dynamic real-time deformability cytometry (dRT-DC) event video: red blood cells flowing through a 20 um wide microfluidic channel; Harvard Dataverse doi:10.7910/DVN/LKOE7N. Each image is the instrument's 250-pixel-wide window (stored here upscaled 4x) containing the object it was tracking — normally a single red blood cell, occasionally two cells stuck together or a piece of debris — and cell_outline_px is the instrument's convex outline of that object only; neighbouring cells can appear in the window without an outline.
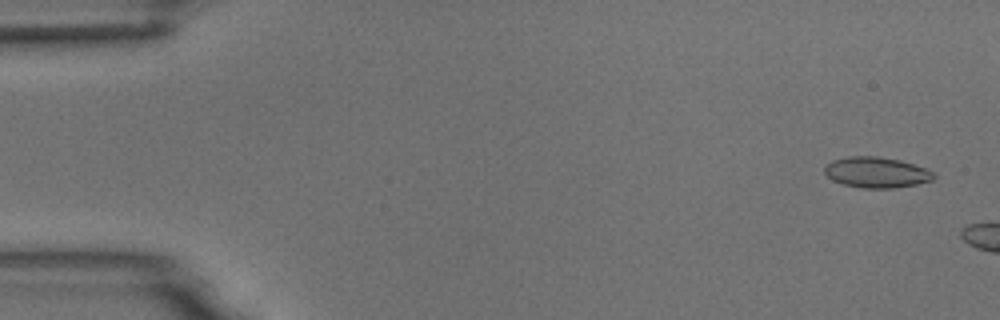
{"species": "common noctule bat (a hibernating species)", "species_latin": "Nyctalus noctula", "temperature_condition": "room temperature", "stored_images_in_passage": 3, "camera_frame_rate_fps": 3000, "um_per_image_px": 0.085, "animal": {"sex": "male", "body_mass_g": 18.8}, "frame": {"image": 1, "passage_image": 1, "time_ms": 0.0, "image_size_px": [1000, 320], "cell_outline_px": [[936, 176], [932, 180], [916, 184], [892, 188], [860, 188], [844, 184], [832, 180], [824, 172], [824, 168], [832, 160], [848, 156], [876, 156], [900, 160], [924, 168], [932, 172]], "centroid_in_image_um": [74.47, 14.65], "position_along_channel_um": 10.5, "area_um2": 19.36}}